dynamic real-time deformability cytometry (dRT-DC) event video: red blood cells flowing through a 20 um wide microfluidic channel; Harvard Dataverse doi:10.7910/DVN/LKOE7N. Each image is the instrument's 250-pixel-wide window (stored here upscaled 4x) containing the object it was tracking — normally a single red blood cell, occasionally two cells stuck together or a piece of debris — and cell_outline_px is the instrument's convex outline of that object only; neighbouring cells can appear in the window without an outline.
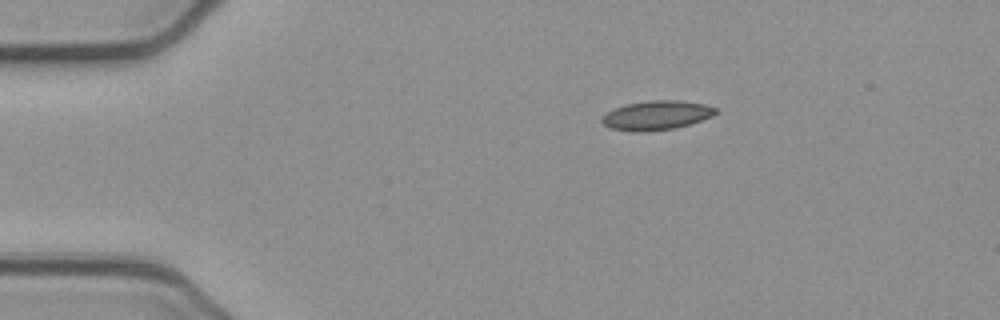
{"species": "common noctule bat (a hibernating species)", "species_latin": "Nyctalus noctula", "temperature_condition": "cold", "stored_images_in_passage": 44, "camera_frame_rate_fps": 3000, "um_per_image_px": 0.085, "animal": {"sex": "female", "body_mass_g": 21.9}, "frame": {"image": 1, "passage_image": 1, "time_ms": 0.0, "image_size_px": [1000, 320], "cell_outline_px": [[716, 112], [712, 116], [688, 124], [672, 128], [648, 132], [632, 132], [612, 128], [604, 124], [600, 120], [600, 116], [616, 108], [628, 104], [652, 100], [680, 100], [704, 104], [716, 108]], "centroid_in_image_um": [55.77, 9.8], "position_along_channel_um": 29.2, "area_um2": 19.13}}
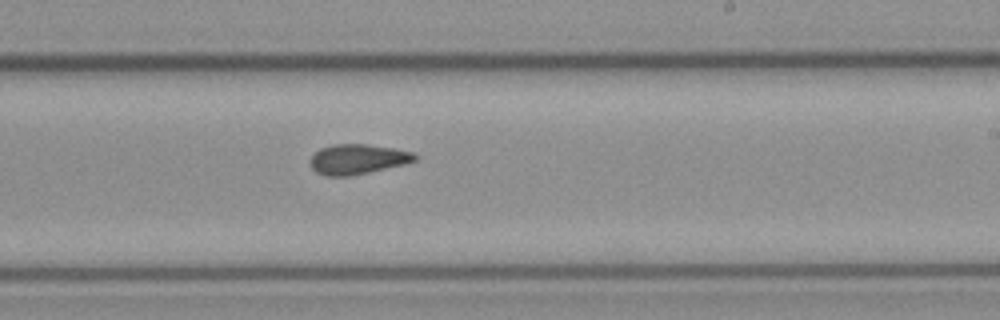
{"frame": {"image": 2, "passage_image": 23, "time_ms": 7.333, "image_size_px": [1000, 320], "cell_outline_px": [[416, 160], [404, 164], [352, 176], [324, 176], [316, 172], [308, 164], [308, 160], [320, 148], [332, 144], [368, 144], [392, 148], [412, 152], [416, 156]], "centroid_in_image_um": [30.33, 13.54], "position_along_channel_um": 258.7, "area_um2": 18.38}}
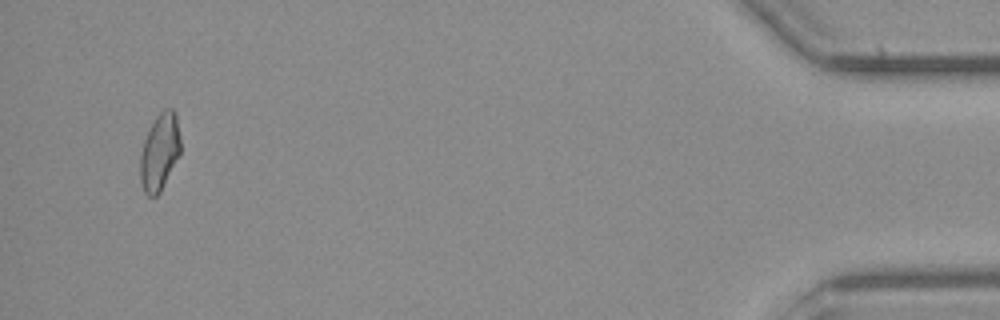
{"frame": {"image": 3, "passage_image": 42, "time_ms": 13.667, "image_size_px": [1000, 320], "cell_outline_px": [[180, 156], [160, 192], [156, 196], [148, 196], [144, 192], [140, 184], [140, 152], [144, 140], [156, 116], [164, 108], [172, 108], [176, 112], [180, 136]], "centroid_in_image_um": [13.58, 12.92], "position_along_channel_um": 421.6, "area_um2": 18.32}, "authors_computed_cell_mechanics": {"area_um2": 18.4671, "velocity_mm_per_s": 3.8878, "shape_relaxation_time_tau1_ms": null, "shape_relaxation_time_tau2_ms": 3.4025, "deformation_change_tau1": null, "deformation_change_tau2": 0.0957}}